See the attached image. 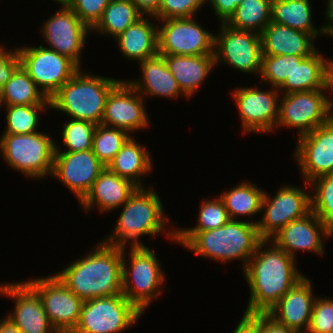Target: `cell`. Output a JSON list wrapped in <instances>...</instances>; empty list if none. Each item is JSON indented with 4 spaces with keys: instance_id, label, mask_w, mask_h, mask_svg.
Instances as JSON below:
<instances>
[{
    "instance_id": "20",
    "label": "cell",
    "mask_w": 333,
    "mask_h": 333,
    "mask_svg": "<svg viewBox=\"0 0 333 333\" xmlns=\"http://www.w3.org/2000/svg\"><path fill=\"white\" fill-rule=\"evenodd\" d=\"M105 166L91 150L55 151L52 177L58 179L80 202Z\"/></svg>"
},
{
    "instance_id": "5",
    "label": "cell",
    "mask_w": 333,
    "mask_h": 333,
    "mask_svg": "<svg viewBox=\"0 0 333 333\" xmlns=\"http://www.w3.org/2000/svg\"><path fill=\"white\" fill-rule=\"evenodd\" d=\"M121 80L86 73L80 68L50 99V110L71 119L101 124L110 91Z\"/></svg>"
},
{
    "instance_id": "46",
    "label": "cell",
    "mask_w": 333,
    "mask_h": 333,
    "mask_svg": "<svg viewBox=\"0 0 333 333\" xmlns=\"http://www.w3.org/2000/svg\"><path fill=\"white\" fill-rule=\"evenodd\" d=\"M297 331L277 322L268 313H259V333H296Z\"/></svg>"
},
{
    "instance_id": "38",
    "label": "cell",
    "mask_w": 333,
    "mask_h": 333,
    "mask_svg": "<svg viewBox=\"0 0 333 333\" xmlns=\"http://www.w3.org/2000/svg\"><path fill=\"white\" fill-rule=\"evenodd\" d=\"M306 187L314 193L310 194L311 210L333 231V172L306 183Z\"/></svg>"
},
{
    "instance_id": "47",
    "label": "cell",
    "mask_w": 333,
    "mask_h": 333,
    "mask_svg": "<svg viewBox=\"0 0 333 333\" xmlns=\"http://www.w3.org/2000/svg\"><path fill=\"white\" fill-rule=\"evenodd\" d=\"M231 333H259V313L247 314L243 316Z\"/></svg>"
},
{
    "instance_id": "26",
    "label": "cell",
    "mask_w": 333,
    "mask_h": 333,
    "mask_svg": "<svg viewBox=\"0 0 333 333\" xmlns=\"http://www.w3.org/2000/svg\"><path fill=\"white\" fill-rule=\"evenodd\" d=\"M170 73L178 82L181 91L188 97L194 96L200 90L205 79L215 69L214 54L210 55H172L159 54Z\"/></svg>"
},
{
    "instance_id": "28",
    "label": "cell",
    "mask_w": 333,
    "mask_h": 333,
    "mask_svg": "<svg viewBox=\"0 0 333 333\" xmlns=\"http://www.w3.org/2000/svg\"><path fill=\"white\" fill-rule=\"evenodd\" d=\"M331 59L316 50L308 57L294 55L291 76L278 88L282 94L328 89V67Z\"/></svg>"
},
{
    "instance_id": "19",
    "label": "cell",
    "mask_w": 333,
    "mask_h": 333,
    "mask_svg": "<svg viewBox=\"0 0 333 333\" xmlns=\"http://www.w3.org/2000/svg\"><path fill=\"white\" fill-rule=\"evenodd\" d=\"M0 295L14 300V311H9L5 316L22 333L55 332L56 329L48 319L40 296L26 281L0 284Z\"/></svg>"
},
{
    "instance_id": "29",
    "label": "cell",
    "mask_w": 333,
    "mask_h": 333,
    "mask_svg": "<svg viewBox=\"0 0 333 333\" xmlns=\"http://www.w3.org/2000/svg\"><path fill=\"white\" fill-rule=\"evenodd\" d=\"M153 160L149 150L132 135L115 155L107 168L118 176L130 180L138 187H145L142 177L150 174Z\"/></svg>"
},
{
    "instance_id": "8",
    "label": "cell",
    "mask_w": 333,
    "mask_h": 333,
    "mask_svg": "<svg viewBox=\"0 0 333 333\" xmlns=\"http://www.w3.org/2000/svg\"><path fill=\"white\" fill-rule=\"evenodd\" d=\"M327 92L329 89L281 94L276 128H296L299 138L329 122L333 118V98Z\"/></svg>"
},
{
    "instance_id": "30",
    "label": "cell",
    "mask_w": 333,
    "mask_h": 333,
    "mask_svg": "<svg viewBox=\"0 0 333 333\" xmlns=\"http://www.w3.org/2000/svg\"><path fill=\"white\" fill-rule=\"evenodd\" d=\"M312 8L310 0H272L271 21L304 31L316 40L321 35L328 37L326 25L323 24L319 28L313 25Z\"/></svg>"
},
{
    "instance_id": "18",
    "label": "cell",
    "mask_w": 333,
    "mask_h": 333,
    "mask_svg": "<svg viewBox=\"0 0 333 333\" xmlns=\"http://www.w3.org/2000/svg\"><path fill=\"white\" fill-rule=\"evenodd\" d=\"M297 139L293 156L305 183L333 172V118Z\"/></svg>"
},
{
    "instance_id": "32",
    "label": "cell",
    "mask_w": 333,
    "mask_h": 333,
    "mask_svg": "<svg viewBox=\"0 0 333 333\" xmlns=\"http://www.w3.org/2000/svg\"><path fill=\"white\" fill-rule=\"evenodd\" d=\"M0 105H50V99L20 65L3 86L0 92Z\"/></svg>"
},
{
    "instance_id": "13",
    "label": "cell",
    "mask_w": 333,
    "mask_h": 333,
    "mask_svg": "<svg viewBox=\"0 0 333 333\" xmlns=\"http://www.w3.org/2000/svg\"><path fill=\"white\" fill-rule=\"evenodd\" d=\"M194 18L158 20V52L172 55L214 54L215 34Z\"/></svg>"
},
{
    "instance_id": "21",
    "label": "cell",
    "mask_w": 333,
    "mask_h": 333,
    "mask_svg": "<svg viewBox=\"0 0 333 333\" xmlns=\"http://www.w3.org/2000/svg\"><path fill=\"white\" fill-rule=\"evenodd\" d=\"M323 238H333V231L311 210L304 217L288 223L269 240L297 260L295 254L301 250L323 257Z\"/></svg>"
},
{
    "instance_id": "40",
    "label": "cell",
    "mask_w": 333,
    "mask_h": 333,
    "mask_svg": "<svg viewBox=\"0 0 333 333\" xmlns=\"http://www.w3.org/2000/svg\"><path fill=\"white\" fill-rule=\"evenodd\" d=\"M294 67V55H262L261 82H266L269 87L279 88L291 76Z\"/></svg>"
},
{
    "instance_id": "53",
    "label": "cell",
    "mask_w": 333,
    "mask_h": 333,
    "mask_svg": "<svg viewBox=\"0 0 333 333\" xmlns=\"http://www.w3.org/2000/svg\"><path fill=\"white\" fill-rule=\"evenodd\" d=\"M52 1H56V3L58 4H64L66 0H52Z\"/></svg>"
},
{
    "instance_id": "3",
    "label": "cell",
    "mask_w": 333,
    "mask_h": 333,
    "mask_svg": "<svg viewBox=\"0 0 333 333\" xmlns=\"http://www.w3.org/2000/svg\"><path fill=\"white\" fill-rule=\"evenodd\" d=\"M154 188L138 187L131 197L120 207L123 208L118 220L106 239L101 241L121 248L146 246L140 238L142 236H157L164 231L168 240L176 243V228L170 226V219L166 215L159 194ZM175 229H164L166 226ZM131 243V244H130Z\"/></svg>"
},
{
    "instance_id": "31",
    "label": "cell",
    "mask_w": 333,
    "mask_h": 333,
    "mask_svg": "<svg viewBox=\"0 0 333 333\" xmlns=\"http://www.w3.org/2000/svg\"><path fill=\"white\" fill-rule=\"evenodd\" d=\"M265 191L260 187L246 180L232 187L229 191L219 195L227 210L230 220H241L251 218L252 223L258 224V218L254 220V215L261 213L262 200Z\"/></svg>"
},
{
    "instance_id": "43",
    "label": "cell",
    "mask_w": 333,
    "mask_h": 333,
    "mask_svg": "<svg viewBox=\"0 0 333 333\" xmlns=\"http://www.w3.org/2000/svg\"><path fill=\"white\" fill-rule=\"evenodd\" d=\"M110 0H66L65 4L92 29L102 17Z\"/></svg>"
},
{
    "instance_id": "10",
    "label": "cell",
    "mask_w": 333,
    "mask_h": 333,
    "mask_svg": "<svg viewBox=\"0 0 333 333\" xmlns=\"http://www.w3.org/2000/svg\"><path fill=\"white\" fill-rule=\"evenodd\" d=\"M21 66L47 98L55 94L80 67L69 57L39 46L17 47Z\"/></svg>"
},
{
    "instance_id": "44",
    "label": "cell",
    "mask_w": 333,
    "mask_h": 333,
    "mask_svg": "<svg viewBox=\"0 0 333 333\" xmlns=\"http://www.w3.org/2000/svg\"><path fill=\"white\" fill-rule=\"evenodd\" d=\"M21 65L17 49L6 50L4 45H0V92L3 86L12 77L15 70Z\"/></svg>"
},
{
    "instance_id": "9",
    "label": "cell",
    "mask_w": 333,
    "mask_h": 333,
    "mask_svg": "<svg viewBox=\"0 0 333 333\" xmlns=\"http://www.w3.org/2000/svg\"><path fill=\"white\" fill-rule=\"evenodd\" d=\"M142 313L123 294L85 300L78 333H121L136 325Z\"/></svg>"
},
{
    "instance_id": "24",
    "label": "cell",
    "mask_w": 333,
    "mask_h": 333,
    "mask_svg": "<svg viewBox=\"0 0 333 333\" xmlns=\"http://www.w3.org/2000/svg\"><path fill=\"white\" fill-rule=\"evenodd\" d=\"M262 55L308 57L316 48V39L304 31L270 22L261 32Z\"/></svg>"
},
{
    "instance_id": "45",
    "label": "cell",
    "mask_w": 333,
    "mask_h": 333,
    "mask_svg": "<svg viewBox=\"0 0 333 333\" xmlns=\"http://www.w3.org/2000/svg\"><path fill=\"white\" fill-rule=\"evenodd\" d=\"M243 0H206L211 5L214 15L220 20V23H226L235 13L237 6Z\"/></svg>"
},
{
    "instance_id": "33",
    "label": "cell",
    "mask_w": 333,
    "mask_h": 333,
    "mask_svg": "<svg viewBox=\"0 0 333 333\" xmlns=\"http://www.w3.org/2000/svg\"><path fill=\"white\" fill-rule=\"evenodd\" d=\"M144 14L131 0H110L102 17L91 29V33L104 34L115 39Z\"/></svg>"
},
{
    "instance_id": "4",
    "label": "cell",
    "mask_w": 333,
    "mask_h": 333,
    "mask_svg": "<svg viewBox=\"0 0 333 333\" xmlns=\"http://www.w3.org/2000/svg\"><path fill=\"white\" fill-rule=\"evenodd\" d=\"M262 240L257 225L249 219L229 220L219 228L198 232L184 248L222 264L240 260L244 270Z\"/></svg>"
},
{
    "instance_id": "25",
    "label": "cell",
    "mask_w": 333,
    "mask_h": 333,
    "mask_svg": "<svg viewBox=\"0 0 333 333\" xmlns=\"http://www.w3.org/2000/svg\"><path fill=\"white\" fill-rule=\"evenodd\" d=\"M141 72L140 79L126 80L143 97H164L177 99L185 96L189 99L178 85V82L170 73L164 58L156 55L138 63Z\"/></svg>"
},
{
    "instance_id": "48",
    "label": "cell",
    "mask_w": 333,
    "mask_h": 333,
    "mask_svg": "<svg viewBox=\"0 0 333 333\" xmlns=\"http://www.w3.org/2000/svg\"><path fill=\"white\" fill-rule=\"evenodd\" d=\"M144 15H154L158 9L161 0H131Z\"/></svg>"
},
{
    "instance_id": "15",
    "label": "cell",
    "mask_w": 333,
    "mask_h": 333,
    "mask_svg": "<svg viewBox=\"0 0 333 333\" xmlns=\"http://www.w3.org/2000/svg\"><path fill=\"white\" fill-rule=\"evenodd\" d=\"M42 24L41 38L57 53L69 57L80 68L81 55L91 29L65 3Z\"/></svg>"
},
{
    "instance_id": "54",
    "label": "cell",
    "mask_w": 333,
    "mask_h": 333,
    "mask_svg": "<svg viewBox=\"0 0 333 333\" xmlns=\"http://www.w3.org/2000/svg\"><path fill=\"white\" fill-rule=\"evenodd\" d=\"M296 333H311V332H309L308 330H306V331H297Z\"/></svg>"
},
{
    "instance_id": "35",
    "label": "cell",
    "mask_w": 333,
    "mask_h": 333,
    "mask_svg": "<svg viewBox=\"0 0 333 333\" xmlns=\"http://www.w3.org/2000/svg\"><path fill=\"white\" fill-rule=\"evenodd\" d=\"M272 0H243L226 22L236 30L261 34L271 22Z\"/></svg>"
},
{
    "instance_id": "14",
    "label": "cell",
    "mask_w": 333,
    "mask_h": 333,
    "mask_svg": "<svg viewBox=\"0 0 333 333\" xmlns=\"http://www.w3.org/2000/svg\"><path fill=\"white\" fill-rule=\"evenodd\" d=\"M234 88L232 98L239 110L244 134L264 133L276 130L281 92L277 87Z\"/></svg>"
},
{
    "instance_id": "23",
    "label": "cell",
    "mask_w": 333,
    "mask_h": 333,
    "mask_svg": "<svg viewBox=\"0 0 333 333\" xmlns=\"http://www.w3.org/2000/svg\"><path fill=\"white\" fill-rule=\"evenodd\" d=\"M138 188L133 182L105 167L94 181L86 196L78 202L84 212H90L93 207L101 212L117 211Z\"/></svg>"
},
{
    "instance_id": "42",
    "label": "cell",
    "mask_w": 333,
    "mask_h": 333,
    "mask_svg": "<svg viewBox=\"0 0 333 333\" xmlns=\"http://www.w3.org/2000/svg\"><path fill=\"white\" fill-rule=\"evenodd\" d=\"M308 331L311 333H331L333 331V298L316 297Z\"/></svg>"
},
{
    "instance_id": "37",
    "label": "cell",
    "mask_w": 333,
    "mask_h": 333,
    "mask_svg": "<svg viewBox=\"0 0 333 333\" xmlns=\"http://www.w3.org/2000/svg\"><path fill=\"white\" fill-rule=\"evenodd\" d=\"M131 136L122 129L98 124L93 135L92 151L107 167Z\"/></svg>"
},
{
    "instance_id": "1",
    "label": "cell",
    "mask_w": 333,
    "mask_h": 333,
    "mask_svg": "<svg viewBox=\"0 0 333 333\" xmlns=\"http://www.w3.org/2000/svg\"><path fill=\"white\" fill-rule=\"evenodd\" d=\"M296 262L271 240L263 239L242 271L250 289L244 313H267L300 281L305 275L299 272Z\"/></svg>"
},
{
    "instance_id": "16",
    "label": "cell",
    "mask_w": 333,
    "mask_h": 333,
    "mask_svg": "<svg viewBox=\"0 0 333 333\" xmlns=\"http://www.w3.org/2000/svg\"><path fill=\"white\" fill-rule=\"evenodd\" d=\"M25 281L40 296L48 319L56 330L75 329L78 326L84 301L55 274Z\"/></svg>"
},
{
    "instance_id": "41",
    "label": "cell",
    "mask_w": 333,
    "mask_h": 333,
    "mask_svg": "<svg viewBox=\"0 0 333 333\" xmlns=\"http://www.w3.org/2000/svg\"><path fill=\"white\" fill-rule=\"evenodd\" d=\"M206 0H161L158 11L153 15L157 21L170 18L196 16Z\"/></svg>"
},
{
    "instance_id": "27",
    "label": "cell",
    "mask_w": 333,
    "mask_h": 333,
    "mask_svg": "<svg viewBox=\"0 0 333 333\" xmlns=\"http://www.w3.org/2000/svg\"><path fill=\"white\" fill-rule=\"evenodd\" d=\"M152 20L157 22L153 15H144L115 38L118 50L124 58L139 63L159 54L158 25Z\"/></svg>"
},
{
    "instance_id": "6",
    "label": "cell",
    "mask_w": 333,
    "mask_h": 333,
    "mask_svg": "<svg viewBox=\"0 0 333 333\" xmlns=\"http://www.w3.org/2000/svg\"><path fill=\"white\" fill-rule=\"evenodd\" d=\"M159 261L148 246L123 248L122 294L142 314L164 291L162 285L166 279Z\"/></svg>"
},
{
    "instance_id": "11",
    "label": "cell",
    "mask_w": 333,
    "mask_h": 333,
    "mask_svg": "<svg viewBox=\"0 0 333 333\" xmlns=\"http://www.w3.org/2000/svg\"><path fill=\"white\" fill-rule=\"evenodd\" d=\"M215 35V65H228L239 72L259 77L262 63L261 35L253 31L236 30L226 23H219Z\"/></svg>"
},
{
    "instance_id": "17",
    "label": "cell",
    "mask_w": 333,
    "mask_h": 333,
    "mask_svg": "<svg viewBox=\"0 0 333 333\" xmlns=\"http://www.w3.org/2000/svg\"><path fill=\"white\" fill-rule=\"evenodd\" d=\"M144 99L126 80L121 79L107 96L101 124L122 129L130 135L137 130H146L150 120Z\"/></svg>"
},
{
    "instance_id": "7",
    "label": "cell",
    "mask_w": 333,
    "mask_h": 333,
    "mask_svg": "<svg viewBox=\"0 0 333 333\" xmlns=\"http://www.w3.org/2000/svg\"><path fill=\"white\" fill-rule=\"evenodd\" d=\"M44 132L2 133L0 154L7 166L29 179H47L53 171L55 140Z\"/></svg>"
},
{
    "instance_id": "51",
    "label": "cell",
    "mask_w": 333,
    "mask_h": 333,
    "mask_svg": "<svg viewBox=\"0 0 333 333\" xmlns=\"http://www.w3.org/2000/svg\"><path fill=\"white\" fill-rule=\"evenodd\" d=\"M328 89L329 92L333 93V59L330 60L328 67Z\"/></svg>"
},
{
    "instance_id": "36",
    "label": "cell",
    "mask_w": 333,
    "mask_h": 333,
    "mask_svg": "<svg viewBox=\"0 0 333 333\" xmlns=\"http://www.w3.org/2000/svg\"><path fill=\"white\" fill-rule=\"evenodd\" d=\"M6 113V127L3 133L31 134L38 132L40 114L48 111L50 105H1Z\"/></svg>"
},
{
    "instance_id": "52",
    "label": "cell",
    "mask_w": 333,
    "mask_h": 333,
    "mask_svg": "<svg viewBox=\"0 0 333 333\" xmlns=\"http://www.w3.org/2000/svg\"><path fill=\"white\" fill-rule=\"evenodd\" d=\"M54 333H78L75 329L55 330Z\"/></svg>"
},
{
    "instance_id": "34",
    "label": "cell",
    "mask_w": 333,
    "mask_h": 333,
    "mask_svg": "<svg viewBox=\"0 0 333 333\" xmlns=\"http://www.w3.org/2000/svg\"><path fill=\"white\" fill-rule=\"evenodd\" d=\"M197 224L176 229V243L185 246L198 232L209 231L226 224L230 218L222 199H203L200 203Z\"/></svg>"
},
{
    "instance_id": "50",
    "label": "cell",
    "mask_w": 333,
    "mask_h": 333,
    "mask_svg": "<svg viewBox=\"0 0 333 333\" xmlns=\"http://www.w3.org/2000/svg\"><path fill=\"white\" fill-rule=\"evenodd\" d=\"M325 15L327 17L326 20H328L325 25L330 36L333 33V0L326 1Z\"/></svg>"
},
{
    "instance_id": "2",
    "label": "cell",
    "mask_w": 333,
    "mask_h": 333,
    "mask_svg": "<svg viewBox=\"0 0 333 333\" xmlns=\"http://www.w3.org/2000/svg\"><path fill=\"white\" fill-rule=\"evenodd\" d=\"M91 249L54 274L83 301L122 294L123 248L100 240Z\"/></svg>"
},
{
    "instance_id": "39",
    "label": "cell",
    "mask_w": 333,
    "mask_h": 333,
    "mask_svg": "<svg viewBox=\"0 0 333 333\" xmlns=\"http://www.w3.org/2000/svg\"><path fill=\"white\" fill-rule=\"evenodd\" d=\"M64 123L62 126V146L57 145L55 141V151H67V152H79L92 149L93 135L96 128V124L85 121L71 119Z\"/></svg>"
},
{
    "instance_id": "12",
    "label": "cell",
    "mask_w": 333,
    "mask_h": 333,
    "mask_svg": "<svg viewBox=\"0 0 333 333\" xmlns=\"http://www.w3.org/2000/svg\"><path fill=\"white\" fill-rule=\"evenodd\" d=\"M309 191L295 185H282L273 197L265 192L257 229L262 239L269 240L293 220L304 217L311 211Z\"/></svg>"
},
{
    "instance_id": "22",
    "label": "cell",
    "mask_w": 333,
    "mask_h": 333,
    "mask_svg": "<svg viewBox=\"0 0 333 333\" xmlns=\"http://www.w3.org/2000/svg\"><path fill=\"white\" fill-rule=\"evenodd\" d=\"M312 283L305 275L267 313L295 331L308 330L316 299Z\"/></svg>"
},
{
    "instance_id": "49",
    "label": "cell",
    "mask_w": 333,
    "mask_h": 333,
    "mask_svg": "<svg viewBox=\"0 0 333 333\" xmlns=\"http://www.w3.org/2000/svg\"><path fill=\"white\" fill-rule=\"evenodd\" d=\"M0 333H22V332L17 326H15L11 322V320L8 317L4 316L3 318H0Z\"/></svg>"
}]
</instances>
